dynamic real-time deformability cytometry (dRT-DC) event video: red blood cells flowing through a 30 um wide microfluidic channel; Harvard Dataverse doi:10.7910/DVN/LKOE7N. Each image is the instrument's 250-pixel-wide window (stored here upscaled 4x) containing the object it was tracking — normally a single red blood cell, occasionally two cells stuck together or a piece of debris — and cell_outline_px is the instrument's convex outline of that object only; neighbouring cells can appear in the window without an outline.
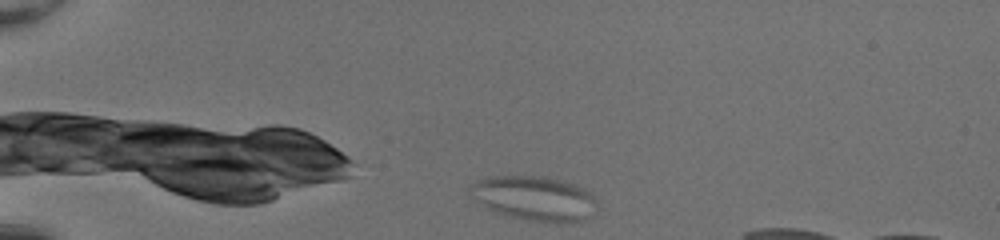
{"species": "common noctule bat (a hibernating species)", "species_latin": "Nyctalus noctula", "temperature_condition": "room temperature", "stored_images_in_passage": 42, "camera_frame_rate_fps": 3000, "um_per_image_px": 0.085, "animal": {"sex": "female", "body_mass_g": 20.0, "forearm_length_mm": 54.0}, "frame": {"image": 1, "passage_image": 1, "time_ms": 0.0, "image_size_px": [1000, 240], "cell_outline_px": [[592, 200], [580, 220], [532, 220], [512, 216], [500, 212], [484, 204], [468, 188], [472, 184], [480, 180], [496, 176], [544, 176], [560, 180], [584, 188], [592, 196]], "centroid_in_image_um": [45.33, 16.78], "position_along_channel_um": 39.7, "area_um2": 30.17}}
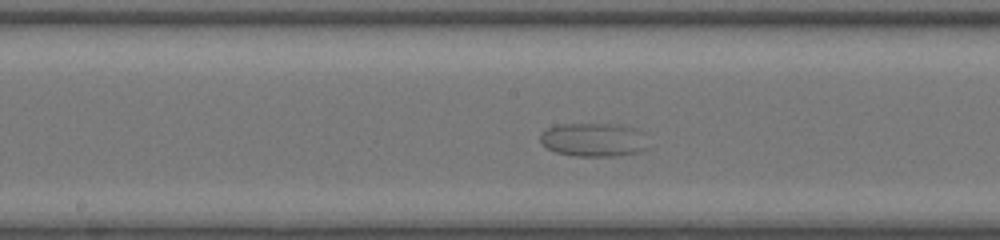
{"frame": {"image": 2, "passage_image": 18, "time_ms": 5.667, "image_size_px": [1000, 240], "cell_outline_px": [[648, 148], [636, 152], [612, 156], [576, 156], [556, 152], [548, 148], [540, 140], [540, 136], [548, 128], [556, 124], [620, 124], [644, 132]], "centroid_in_image_um": [50.48, 11.87], "position_along_channel_um": 197.7, "area_um2": 21.04}}
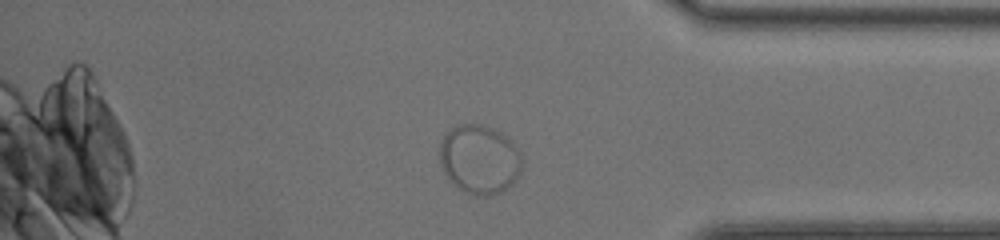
{"frame": {"image": 3, "passage_image": 34, "time_ms": 11.0, "image_size_px": [1000, 240], "cell_outline_px": [[520, 172], [512, 184], [500, 192], [492, 196], [476, 196], [464, 192], [452, 184], [444, 172], [440, 164], [440, 140], [456, 124], [476, 124], [492, 128], [508, 136], [512, 140], [520, 152]], "centroid_in_image_um": [40.74, 13.55], "position_along_channel_um": 394.5, "area_um2": 33.29}}